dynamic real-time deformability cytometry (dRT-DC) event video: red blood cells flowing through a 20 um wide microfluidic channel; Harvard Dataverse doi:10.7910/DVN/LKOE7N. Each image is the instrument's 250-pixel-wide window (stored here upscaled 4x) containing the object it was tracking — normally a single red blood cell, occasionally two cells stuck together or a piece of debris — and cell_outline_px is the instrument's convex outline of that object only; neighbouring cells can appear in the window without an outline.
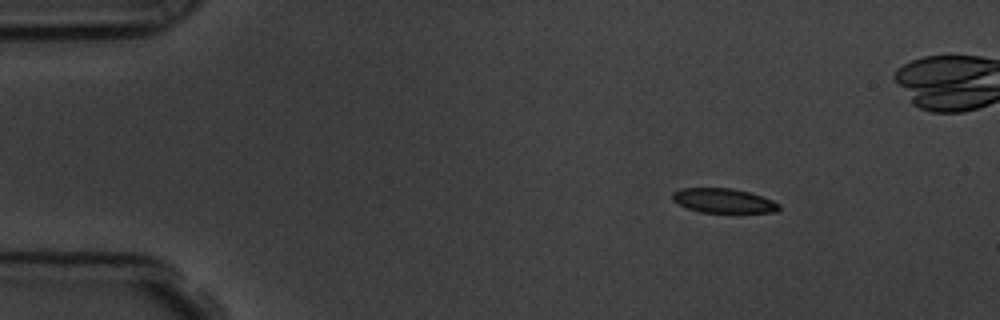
{"species": "common noctule bat (a hibernating species)", "species_latin": "Nyctalus noctula", "temperature_condition": "room temperature", "stored_images_in_passage": 51, "camera_frame_rate_fps": 3000, "um_per_image_px": 0.085, "animal": {"sex": "male", "body_mass_g": 19.5, "forearm_length_mm": 54.6}, "frame": {"image": 1, "passage_image": 1, "time_ms": 0.0, "image_size_px": [1000, 320], "cell_outline_px": [[780, 208], [776, 212], [700, 212], [688, 208], [672, 200], [672, 192], [680, 188], [732, 188], [748, 192], [772, 200], [780, 204]], "centroid_in_image_um": [61.47, 17.05], "position_along_channel_um": 23.5, "area_um2": 15.03}}
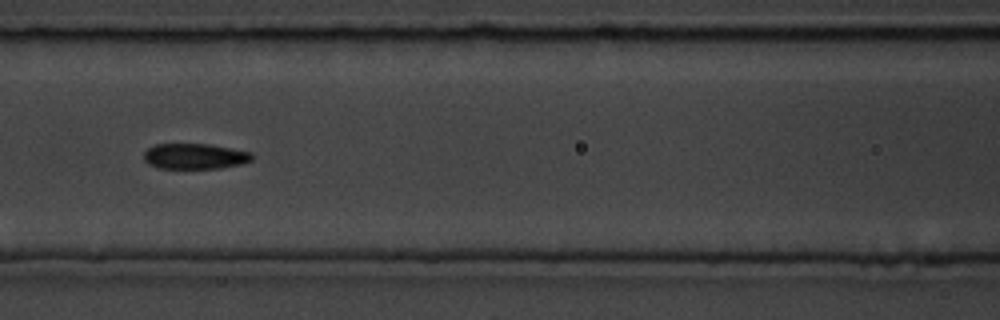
{"frame": {"image": 2, "passage_image": 18, "time_ms": 5.667, "image_size_px": [1000, 320], "cell_outline_px": [[252, 160], [240, 164], [220, 168], [160, 168], [148, 164], [144, 160], [144, 152], [148, 148], [156, 144], [208, 144], [252, 152]], "centroid_in_image_um": [16.54, 13.28], "position_along_channel_um": 150.1, "area_um2": 16.01}}
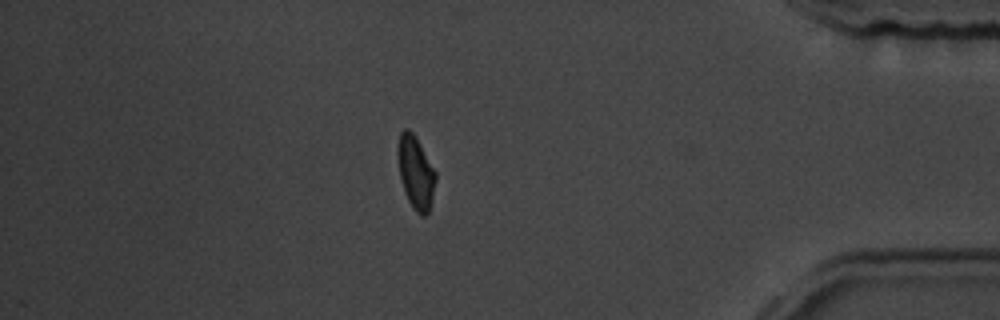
{"frame": {"image": 3, "passage_image": 42, "time_ms": 13.667, "image_size_px": [1000, 320], "cell_outline_px": [[436, 180], [428, 212], [424, 216], [420, 216], [412, 208], [404, 192], [400, 180], [396, 156], [396, 148], [400, 132], [404, 128], [408, 128], [416, 136], [436, 172]], "centroid_in_image_um": [35.29, 14.62], "position_along_channel_um": 399.9, "area_um2": 16.42}, "authors_computed_cell_mechanics": {"area_um2": 16.4152, "velocity_mm_per_s": 3.5956, "shape_relaxation_time_tau1_ms": 4.0012, "shape_relaxation_time_tau2_ms": 2.6095, "deformation_change_tau1": 0.1182, "deformation_change_tau2": 0.0608}}